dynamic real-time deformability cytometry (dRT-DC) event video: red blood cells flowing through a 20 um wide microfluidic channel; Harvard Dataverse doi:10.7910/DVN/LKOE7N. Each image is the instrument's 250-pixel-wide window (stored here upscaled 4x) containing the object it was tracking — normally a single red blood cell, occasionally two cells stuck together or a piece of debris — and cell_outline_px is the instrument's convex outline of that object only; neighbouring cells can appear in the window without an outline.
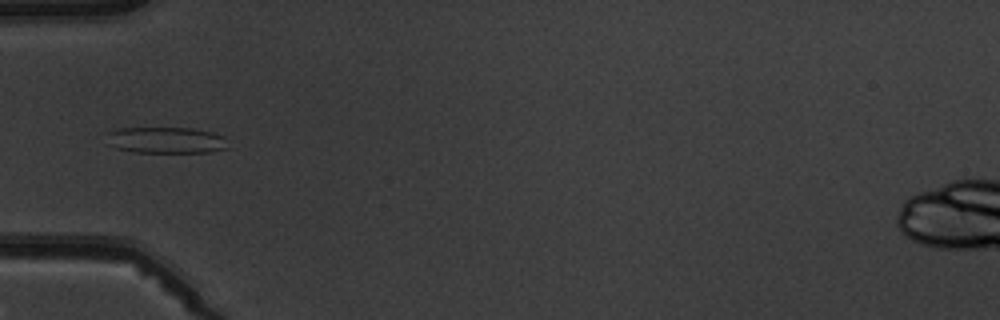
{"species": "common noctule bat (a hibernating species)", "species_latin": "Nyctalus noctula", "temperature_condition": "warm", "stored_images_in_passage": 8, "camera_frame_rate_fps": 3000, "um_per_image_px": 0.085, "animal": {"sex": "male", "body_mass_g": 19.5, "forearm_length_mm": 54.6}, "frame": {"image": 1, "passage_image": 5, "time_ms": 5.667, "image_size_px": [1000, 320], "cell_outline_px": [[228, 148], [208, 152], [132, 152], [116, 148], [104, 144], [108, 132], [120, 128], [192, 128], [212, 132], [224, 136]], "centroid_in_image_um": [14.05, 11.91], "position_along_channel_um": 70.9, "area_um2": 18.79}}
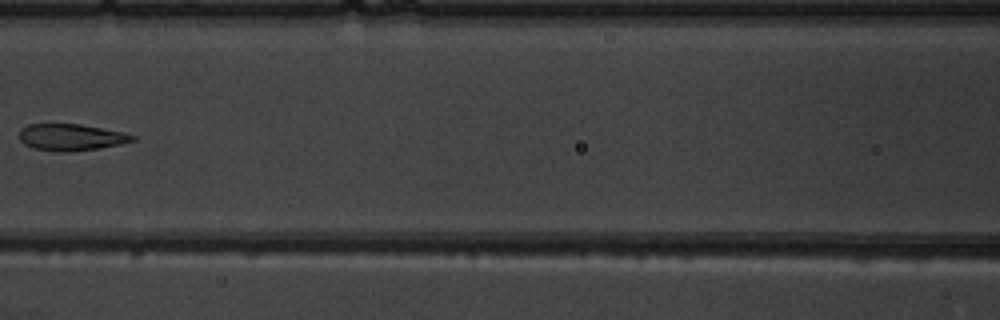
{"frame": {"image": 2, "passage_image": 7, "time_ms": 8.0, "image_size_px": [1000, 320], "cell_outline_px": [[136, 140], [120, 144], [100, 148], [32, 148], [24, 144], [20, 140], [20, 128], [28, 124], [80, 124], [124, 132], [136, 136]], "centroid_in_image_um": [6.07, 11.6], "position_along_channel_um": 160.5, "area_um2": 16.59}}
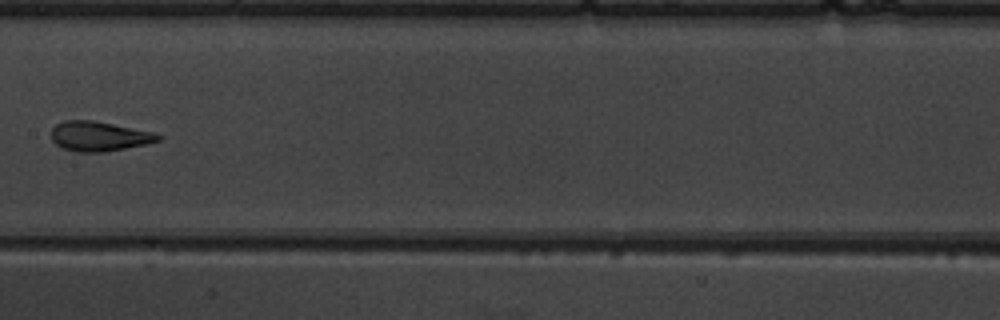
{"frame": {"image": 3, "passage_image": 8, "time_ms": 9.0, "image_size_px": [1000, 320], "cell_outline_px": [[164, 136], [160, 140], [144, 144], [104, 152], [76, 152], [64, 148], [56, 144], [52, 140], [52, 128], [56, 124], [64, 120], [92, 120], [152, 132]], "centroid_in_image_um": [8.4, 11.58], "position_along_channel_um": 199.0, "area_um2": 18.26}}